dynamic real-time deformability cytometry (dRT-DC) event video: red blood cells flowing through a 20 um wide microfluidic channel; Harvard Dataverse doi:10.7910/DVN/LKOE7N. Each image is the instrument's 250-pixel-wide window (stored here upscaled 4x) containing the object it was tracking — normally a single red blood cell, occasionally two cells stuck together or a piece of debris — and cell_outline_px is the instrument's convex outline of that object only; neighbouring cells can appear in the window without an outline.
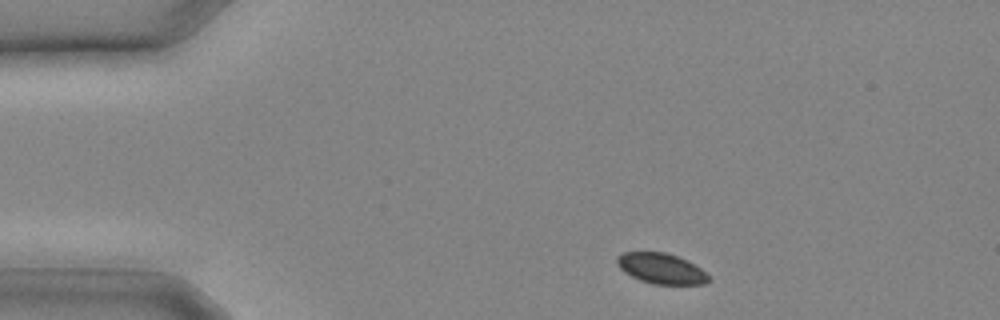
{"species": "common noctule bat (a hibernating species)", "species_latin": "Nyctalus noctula", "temperature_condition": "cold", "stored_images_in_passage": 13, "camera_frame_rate_fps": 3000, "um_per_image_px": 0.085, "animal": {"sex": "male", "body_mass_g": 20.4}, "frame": {"image": 1, "passage_image": 1, "time_ms": 0.0, "image_size_px": [1000, 320], "cell_outline_px": [[712, 280], [704, 284], [652, 284], [640, 280], [624, 272], [616, 264], [616, 256], [624, 252], [664, 252], [688, 260], [700, 268]], "centroid_in_image_um": [56.19, 22.82], "position_along_channel_um": 28.8, "area_um2": 16.3}}
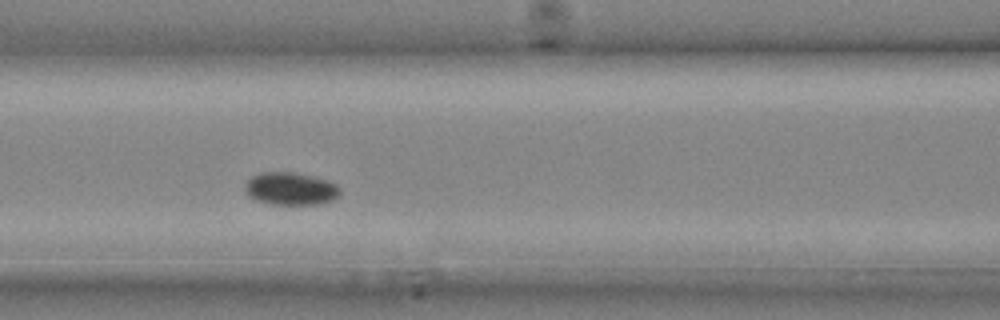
{"frame": {"image": 2, "passage_image": 8, "time_ms": 2.333, "image_size_px": [1000, 320], "cell_outline_px": [[340, 192], [332, 200], [320, 204], [272, 204], [256, 200], [248, 196], [244, 188], [244, 184], [252, 176], [260, 172], [296, 172], [328, 180], [336, 184], [340, 188]], "centroid_in_image_um": [24.68, 16.03], "position_along_channel_um": 141.9, "area_um2": 18.15}}
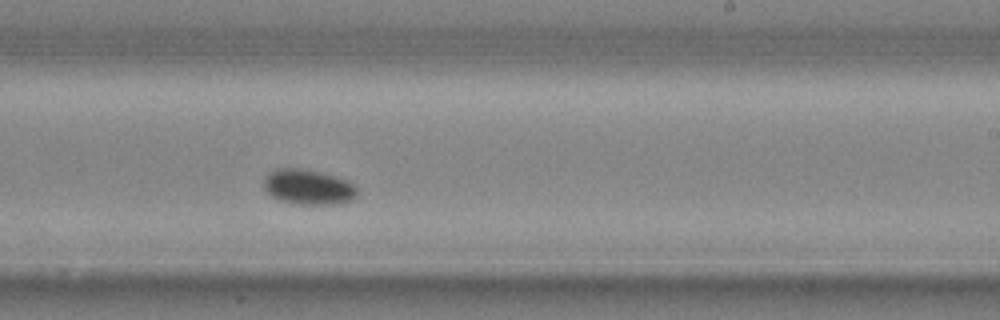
{"frame": {"image": 3, "passage_image": 13, "time_ms": 4.0, "image_size_px": [1000, 320], "cell_outline_px": [[356, 196], [352, 200], [344, 204], [292, 204], [280, 200], [272, 196], [264, 188], [264, 176], [268, 172], [276, 168], [300, 168], [320, 172], [344, 180], [352, 184], [356, 188]], "centroid_in_image_um": [26.16, 15.9], "position_along_channel_um": 262.8, "area_um2": 19.13}}